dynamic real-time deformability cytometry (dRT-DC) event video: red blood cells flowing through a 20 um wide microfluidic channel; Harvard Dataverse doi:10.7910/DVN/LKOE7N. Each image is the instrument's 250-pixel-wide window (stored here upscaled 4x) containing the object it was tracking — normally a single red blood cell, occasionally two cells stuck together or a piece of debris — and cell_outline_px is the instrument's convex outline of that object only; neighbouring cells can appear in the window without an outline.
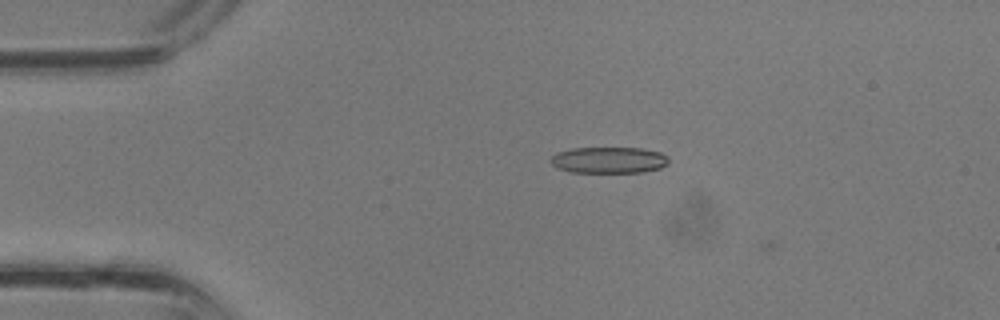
{"species": "common noctule bat (a hibernating species)", "species_latin": "Nyctalus noctula", "temperature_condition": "room temperature", "stored_images_in_passage": 2, "camera_frame_rate_fps": 3000, "um_per_image_px": 0.085, "animal": {"sex": "male", "body_mass_g": 13.3}, "frame": {"image": 1, "passage_image": 1, "time_ms": 0.0, "image_size_px": [1000, 320], "cell_outline_px": [[668, 164], [660, 168], [644, 172], [568, 172], [556, 168], [552, 164], [552, 156], [556, 152], [572, 148], [640, 148], [660, 152], [668, 156]], "centroid_in_image_um": [51.75, 13.61], "position_along_channel_um": 33.2, "area_um2": 18.15}}